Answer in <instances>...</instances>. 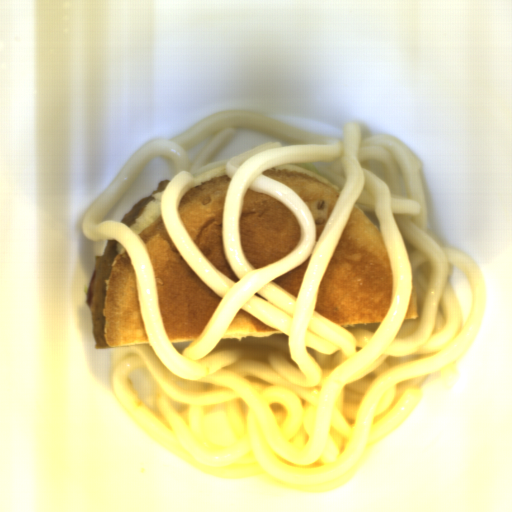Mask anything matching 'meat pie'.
<instances>
[{
	"mask_svg": "<svg viewBox=\"0 0 512 512\" xmlns=\"http://www.w3.org/2000/svg\"><path fill=\"white\" fill-rule=\"evenodd\" d=\"M124 249L125 247L119 241L109 238L101 254L94 256L96 268L91 316L98 351L111 349L102 338L106 291L113 262Z\"/></svg>",
	"mask_w": 512,
	"mask_h": 512,
	"instance_id": "1",
	"label": "meat pie"
},
{
	"mask_svg": "<svg viewBox=\"0 0 512 512\" xmlns=\"http://www.w3.org/2000/svg\"><path fill=\"white\" fill-rule=\"evenodd\" d=\"M170 181H164L161 183L158 187H156L152 192H150L147 196H145L142 200H140L136 206L131 210V212L126 216V218L123 220L122 223L126 224L130 229L133 227L134 223L136 222L138 216L140 215L141 211L149 204V202L163 189L166 188V186L169 184Z\"/></svg>",
	"mask_w": 512,
	"mask_h": 512,
	"instance_id": "2",
	"label": "meat pie"
}]
</instances>
